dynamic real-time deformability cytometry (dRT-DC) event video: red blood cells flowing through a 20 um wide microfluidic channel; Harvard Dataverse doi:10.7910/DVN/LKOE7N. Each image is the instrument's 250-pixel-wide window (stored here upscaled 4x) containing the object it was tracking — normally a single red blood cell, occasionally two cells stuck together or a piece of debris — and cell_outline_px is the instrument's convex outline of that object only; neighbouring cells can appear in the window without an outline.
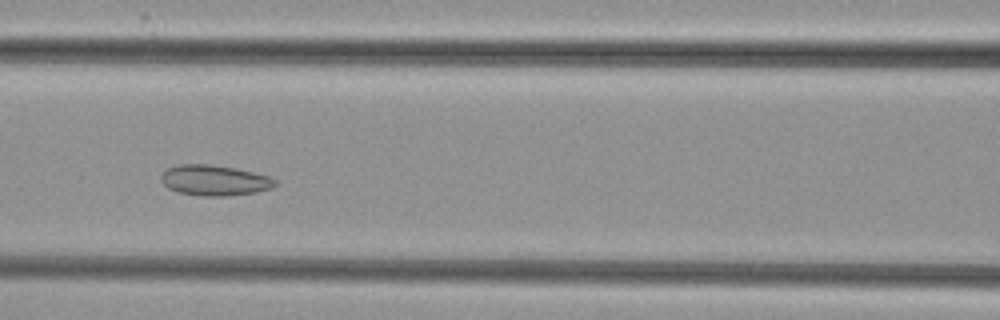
{"species": "common noctule bat (a hibernating species)", "species_latin": "Nyctalus noctula", "temperature_condition": "cold", "stored_images_in_passage": 44, "camera_frame_rate_fps": 3000, "um_per_image_px": 0.085, "animal": {"sex": "female", "body_mass_g": 29.2, "forearm_length_mm": 56.3}, "frame": {"image": 1, "passage_image": 15, "time_ms": 4.667, "image_size_px": [1000, 320], "cell_outline_px": [[276, 184], [272, 188], [256, 192], [224, 196], [200, 196], [176, 192], [168, 188], [160, 180], [160, 176], [168, 168], [176, 164], [212, 164], [236, 168], [268, 176], [276, 180]], "centroid_in_image_um": [18.2, 15.32], "position_along_channel_um": 148.4, "area_um2": 20.4}}
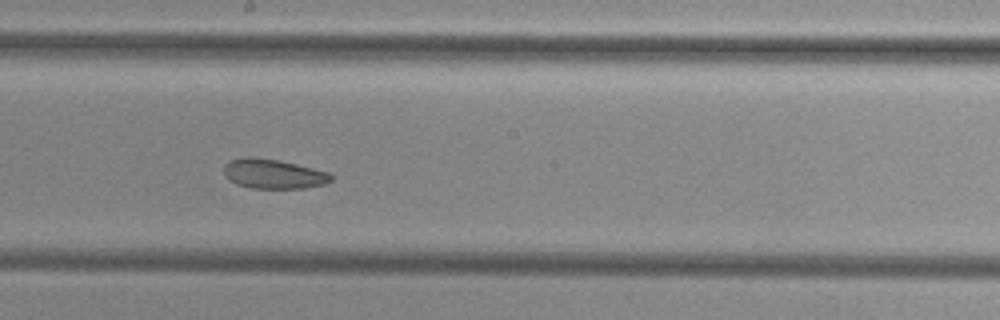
{"frame": {"image": 2, "passage_image": 21, "time_ms": 6.667, "image_size_px": [1000, 320], "cell_outline_px": [[336, 176], [332, 180], [324, 184], [304, 188], [248, 188], [236, 184], [224, 172], [224, 164], [228, 160], [248, 156], [252, 156], [280, 160], [332, 172]], "centroid_in_image_um": [23.3, 14.76], "position_along_channel_um": 224.9, "area_um2": 18.79}}
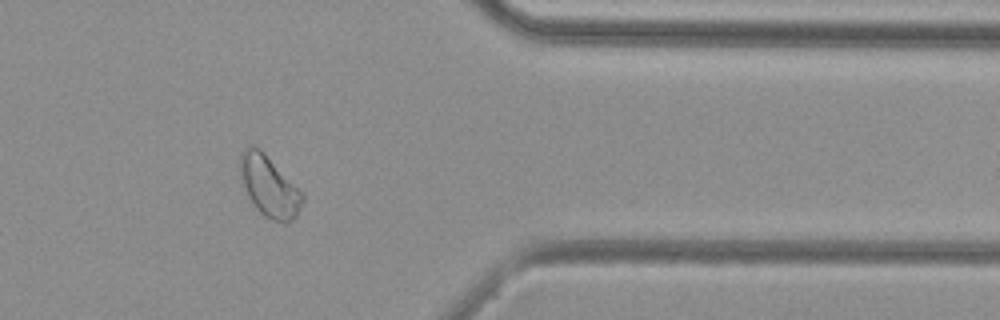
{"frame": {"image": 3, "passage_image": 35, "time_ms": 11.333, "image_size_px": [1000, 320], "cell_outline_px": [[304, 200], [296, 216], [292, 220], [284, 224], [272, 220], [264, 216], [256, 208], [248, 196], [244, 188], [240, 176], [240, 152], [248, 144], [264, 152], [304, 192]], "centroid_in_image_um": [22.9, 15.84], "position_along_channel_um": 388.5, "area_um2": 22.37}}